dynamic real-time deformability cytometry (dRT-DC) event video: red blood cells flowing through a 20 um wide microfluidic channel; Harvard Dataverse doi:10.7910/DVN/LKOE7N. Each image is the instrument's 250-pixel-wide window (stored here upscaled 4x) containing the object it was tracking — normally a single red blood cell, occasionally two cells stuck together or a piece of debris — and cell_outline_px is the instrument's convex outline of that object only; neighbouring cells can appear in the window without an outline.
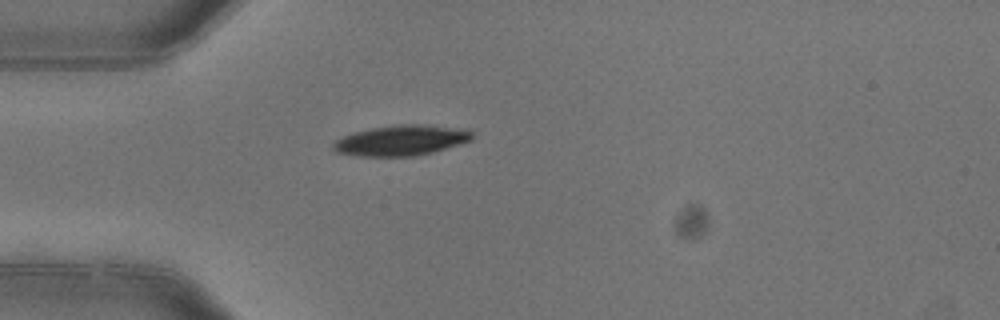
{"species": "common noctule bat (a hibernating species)", "species_latin": "Nyctalus noctula", "temperature_condition": "warm", "stored_images_in_passage": 1, "camera_frame_rate_fps": 3000, "um_per_image_px": 0.085, "animal": {"sex": "female"}, "frame": {"image": 1, "passage_image": 1, "time_ms": 0.0, "image_size_px": [1000, 320], "cell_outline_px": [[476, 132], [472, 140], [460, 144], [432, 152], [416, 156], [360, 156], [336, 152], [332, 148], [332, 144], [336, 140], [352, 132], [372, 128], [400, 124], [416, 124], [468, 128]], "centroid_in_image_um": [34.16, 11.92], "position_along_channel_um": 50.8, "area_um2": 24.85}}